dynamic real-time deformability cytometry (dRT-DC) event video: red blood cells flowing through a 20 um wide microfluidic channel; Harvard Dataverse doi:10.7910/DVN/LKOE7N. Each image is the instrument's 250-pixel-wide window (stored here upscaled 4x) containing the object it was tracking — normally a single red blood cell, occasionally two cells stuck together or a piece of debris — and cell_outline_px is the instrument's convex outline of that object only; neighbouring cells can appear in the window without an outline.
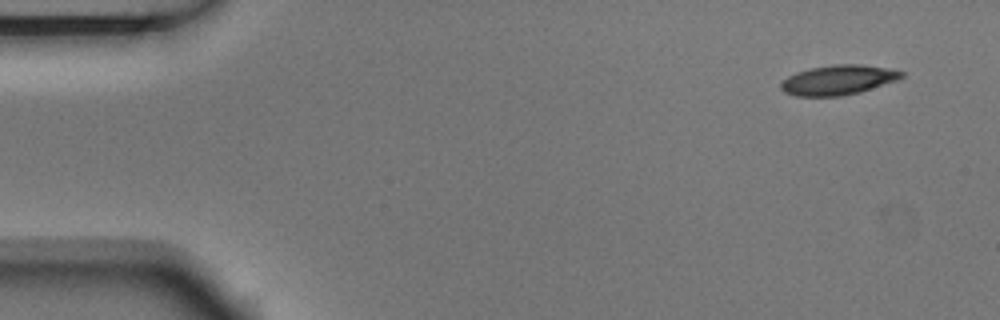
{"species": "Egyptian fruit bat (a non-hibernating species)", "species_latin": "Rousettus aegyptiacus", "temperature_condition": "room temperature", "stored_images_in_passage": 6, "camera_frame_rate_fps": 3000, "um_per_image_px": 0.085, "animal": {"sex": "male"}, "frame": {"image": 1, "passage_image": 1, "time_ms": 0.0, "image_size_px": [1000, 320], "cell_outline_px": [[904, 76], [900, 80], [860, 92], [840, 96], [796, 96], [784, 92], [780, 88], [780, 84], [788, 76], [796, 72], [812, 68], [832, 64], [860, 64], [888, 68], [904, 72]], "centroid_in_image_um": [71.28, 6.8], "position_along_channel_um": 13.7, "area_um2": 21.04}}
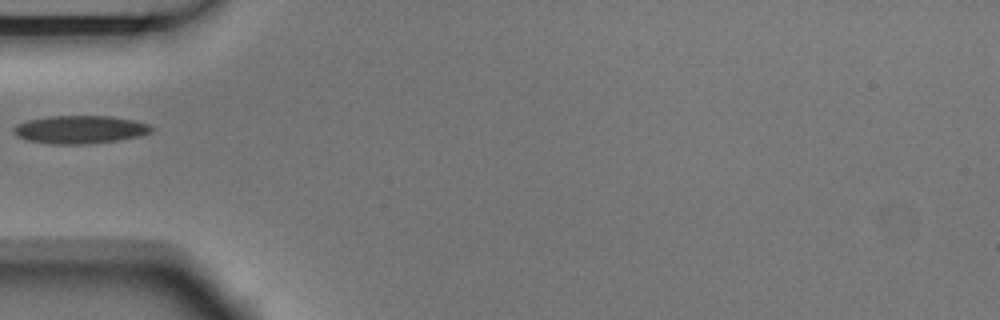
{"frame": {"image": 2, "passage_image": 5, "time_ms": 1.333, "image_size_px": [1000, 320], "cell_outline_px": [[156, 128], [152, 132], [140, 136], [120, 140], [88, 144], [48, 144], [28, 140], [16, 136], [12, 132], [12, 128], [16, 124], [28, 120], [48, 116], [112, 116], [132, 120], [148, 124]], "centroid_in_image_um": [6.8, 11.01], "position_along_channel_um": 78.2, "area_um2": 22.77}}
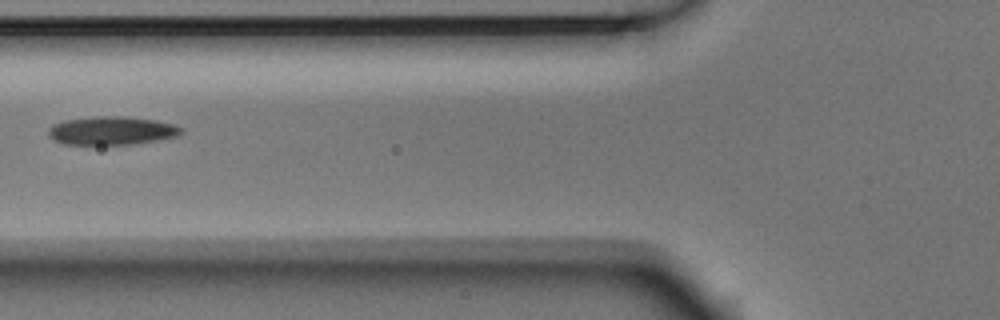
{"frame": {"image": 3, "passage_image": 6, "time_ms": 1.667, "image_size_px": [1000, 320], "cell_outline_px": [[184, 132], [176, 136], [136, 144], [64, 144], [52, 140], [48, 136], [48, 128], [52, 124], [64, 120], [96, 116], [128, 116], [156, 120], [176, 124]], "centroid_in_image_um": [9.47, 11.09], "position_along_channel_um": 116.3, "area_um2": 22.2}}